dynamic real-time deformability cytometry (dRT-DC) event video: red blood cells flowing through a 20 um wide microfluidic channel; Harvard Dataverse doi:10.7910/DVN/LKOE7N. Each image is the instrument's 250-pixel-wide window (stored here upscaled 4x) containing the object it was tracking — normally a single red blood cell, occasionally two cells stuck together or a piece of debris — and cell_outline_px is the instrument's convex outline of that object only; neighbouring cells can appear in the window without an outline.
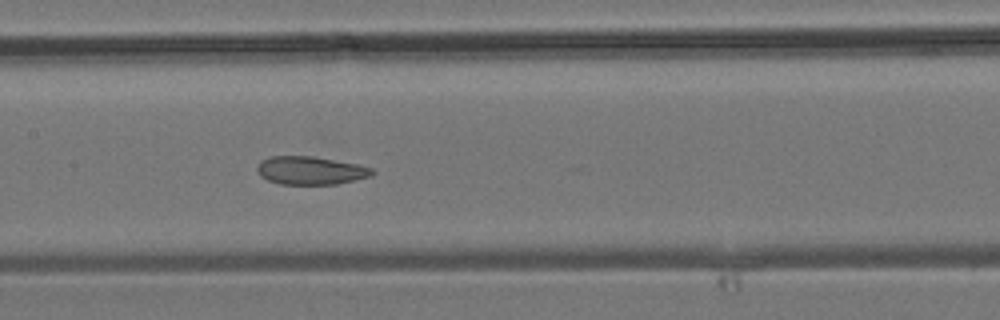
{"species": "common noctule bat (a hibernating species)", "species_latin": "Nyctalus noctula", "temperature_condition": "room temperature", "stored_images_in_passage": 27, "camera_frame_rate_fps": 3000, "um_per_image_px": 0.085, "animal": {"sex": "male", "body_mass_g": 19.2, "forearm_length_mm": 51.8}, "frame": {"image": 1, "passage_image": 22, "time_ms": 7.0, "image_size_px": [1000, 320], "cell_outline_px": [[376, 172], [372, 176], [356, 180], [336, 184], [280, 184], [268, 180], [260, 176], [256, 168], [260, 160], [268, 156], [312, 156], [356, 164], [372, 168]], "centroid_in_image_um": [26.38, 14.49], "position_along_channel_um": 181.0, "area_um2": 18.96}}
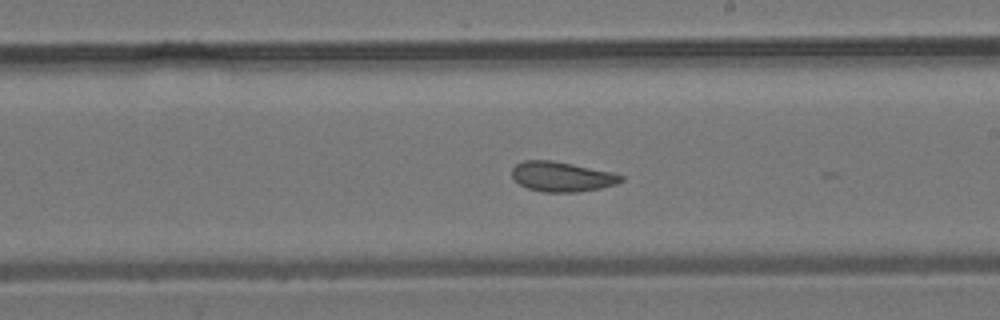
{"frame": {"image": 2, "passage_image": 26, "time_ms": 8.333, "image_size_px": [1000, 320], "cell_outline_px": [[624, 180], [616, 184], [600, 188], [576, 192], [544, 192], [528, 188], [520, 184], [512, 176], [512, 168], [516, 164], [524, 160], [552, 160], [612, 172], [624, 176]], "centroid_in_image_um": [47.76, 15.01], "position_along_channel_um": 241.2, "area_um2": 18.9}}